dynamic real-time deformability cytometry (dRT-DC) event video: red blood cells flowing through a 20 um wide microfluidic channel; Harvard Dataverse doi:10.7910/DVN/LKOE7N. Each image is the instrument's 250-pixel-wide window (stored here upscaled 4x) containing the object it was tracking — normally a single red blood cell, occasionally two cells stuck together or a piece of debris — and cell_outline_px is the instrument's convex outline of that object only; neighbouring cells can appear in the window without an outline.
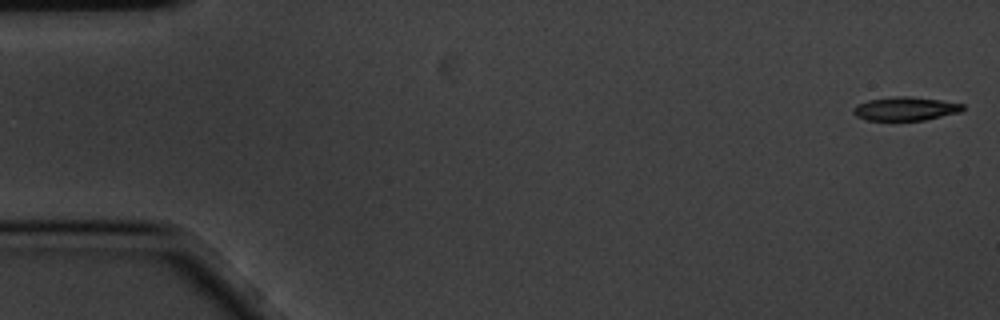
{"species": "common noctule bat (a hibernating species)", "species_latin": "Nyctalus noctula", "temperature_condition": "cold", "stored_images_in_passage": 6, "camera_frame_rate_fps": 3000, "um_per_image_px": 0.085, "animal": {"sex": "male", "body_mass_g": 20.1, "forearm_length_mm": 53.5}, "frame": {"image": 1, "passage_image": 1, "time_ms": 0.0, "image_size_px": [1000, 320], "cell_outline_px": [[964, 108], [960, 112], [924, 120], [864, 120], [856, 116], [852, 112], [852, 108], [856, 104], [868, 100], [896, 96], [904, 96], [940, 100], [964, 104]], "centroid_in_image_um": [76.91, 9.24], "position_along_channel_um": 8.1, "area_um2": 15.03}}
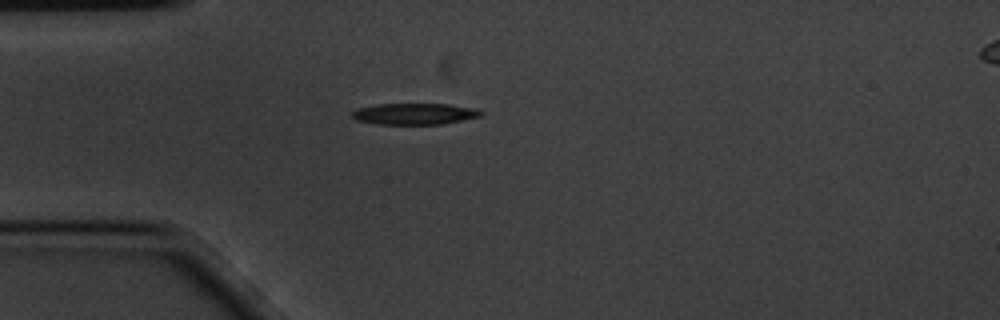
{"frame": {"image": 2, "passage_image": 5, "time_ms": 1.333, "image_size_px": [1000, 320], "cell_outline_px": [[484, 116], [440, 124], [380, 124], [356, 120], [352, 116], [352, 112], [356, 108], [376, 104], [448, 104], [476, 108], [484, 112]], "centroid_in_image_um": [35.27, 9.67], "position_along_channel_um": 49.7, "area_um2": 16.07}}